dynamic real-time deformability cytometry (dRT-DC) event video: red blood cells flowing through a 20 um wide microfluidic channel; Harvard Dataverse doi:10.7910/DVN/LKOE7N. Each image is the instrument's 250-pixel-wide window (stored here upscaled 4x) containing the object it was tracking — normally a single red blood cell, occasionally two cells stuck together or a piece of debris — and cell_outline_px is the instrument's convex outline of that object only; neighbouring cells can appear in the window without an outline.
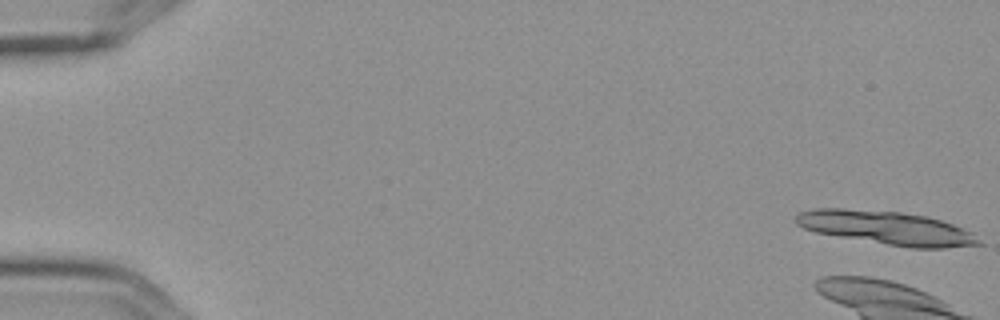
{"species": "Egyptian fruit bat (a non-hibernating species)", "species_latin": "Rousettus aegyptiacus", "temperature_condition": "cold", "stored_images_in_passage": 6, "camera_frame_rate_fps": 3000, "um_per_image_px": 0.085, "frame": {"image": 1, "passage_image": 1, "time_ms": 0.0, "image_size_px": [1000, 320], "cell_outline_px": [[984, 244], [944, 248], [912, 248], [816, 232], [804, 228], [796, 224], [796, 216], [800, 212], [816, 208], [844, 208], [900, 212], [924, 216], [940, 220], [952, 224], [972, 232]], "centroid_in_image_um": [75.38, 19.36], "position_along_channel_um": 9.6, "area_um2": 35.26}}